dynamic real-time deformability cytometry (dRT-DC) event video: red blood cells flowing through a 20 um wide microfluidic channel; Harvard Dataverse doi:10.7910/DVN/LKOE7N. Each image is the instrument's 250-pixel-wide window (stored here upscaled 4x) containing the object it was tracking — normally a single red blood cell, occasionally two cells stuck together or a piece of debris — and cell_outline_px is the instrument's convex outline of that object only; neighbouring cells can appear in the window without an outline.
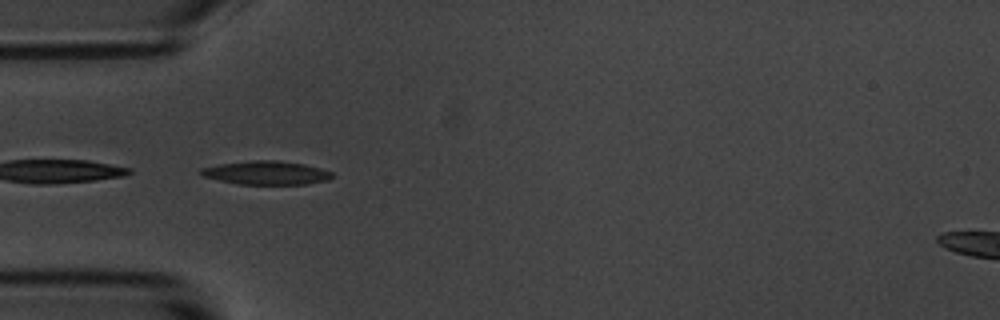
{"species": "common noctule bat (a hibernating species)", "species_latin": "Nyctalus noctula", "temperature_condition": "room temperature", "stored_images_in_passage": 40, "camera_frame_rate_fps": 3000, "um_per_image_px": 0.085, "animal": {"sex": "male", "body_mass_g": 20.1, "forearm_length_mm": 53.5}, "frame": {"image": 1, "passage_image": 1, "time_ms": 0.0, "image_size_px": [1000, 320], "cell_outline_px": [[336, 176], [328, 180], [308, 184], [236, 184], [204, 176], [200, 172], [200, 168], [220, 164], [252, 160], [280, 160], [304, 164], [320, 168], [332, 172]], "centroid_in_image_um": [22.69, 14.68], "position_along_channel_um": 62.3, "area_um2": 18.09}}
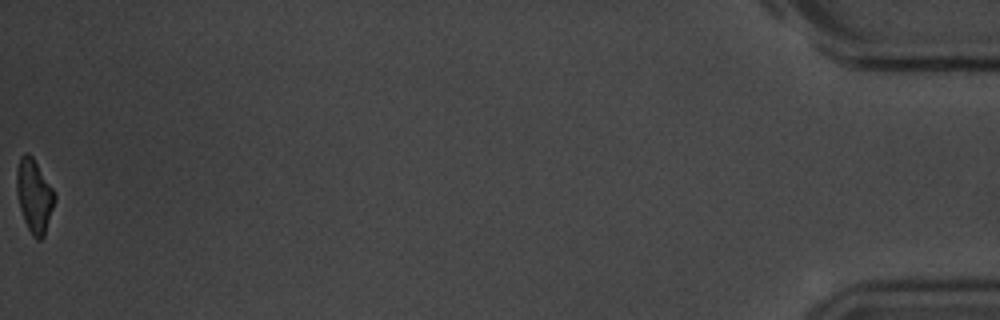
{"frame": {"image": 2, "passage_image": 40, "time_ms": 13.0, "image_size_px": [1000, 320], "cell_outline_px": [[56, 200], [44, 236], [40, 240], [36, 240], [32, 236], [24, 220], [20, 208], [16, 192], [16, 168], [20, 156], [24, 152], [28, 152], [32, 156], [52, 188], [56, 196]], "centroid_in_image_um": [2.9, 16.64], "position_along_channel_um": 432.3, "area_um2": 16.36}, "authors_computed_cell_mechanics": {"area_um2": 17.34, "velocity_mm_per_s": 3.6256, "shape_relaxation_time_tau1_ms": 3.2024, "shape_relaxation_time_tau2_ms": 4.8321, "deformation_change_tau1": 0.1387, "deformation_change_tau2": 0.127}}